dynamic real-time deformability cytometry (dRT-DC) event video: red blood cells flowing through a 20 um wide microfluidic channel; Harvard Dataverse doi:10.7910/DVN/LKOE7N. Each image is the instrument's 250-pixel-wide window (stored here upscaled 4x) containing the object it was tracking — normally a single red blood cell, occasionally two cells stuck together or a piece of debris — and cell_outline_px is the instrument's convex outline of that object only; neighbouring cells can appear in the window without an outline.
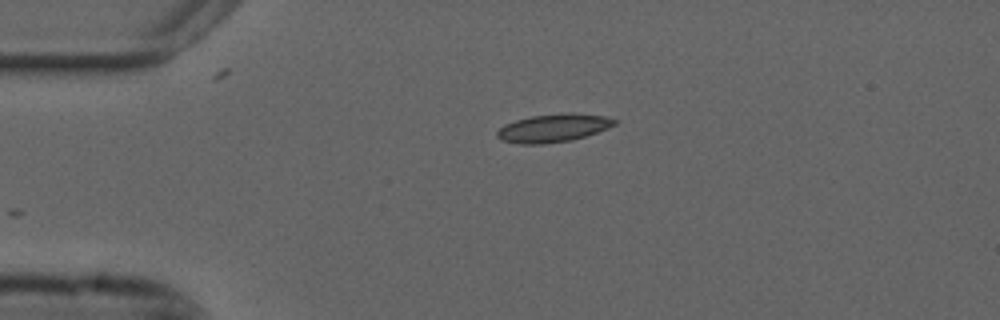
{"species": "common noctule bat (a hibernating species)", "species_latin": "Nyctalus noctula", "temperature_condition": "cold", "stored_images_in_passage": 37, "camera_frame_rate_fps": 3000, "um_per_image_px": 0.085, "animal": {"sex": "male", "forearm_length_mm": 52.5}, "frame": {"image": 1, "passage_image": 1, "time_ms": 0.0, "image_size_px": [1000, 320], "cell_outline_px": [[620, 120], [616, 124], [608, 128], [572, 140], [544, 144], [520, 144], [500, 140], [496, 136], [496, 132], [504, 124], [516, 120], [532, 116], [568, 112], [572, 112], [604, 116]], "centroid_in_image_um": [47.03, 10.88], "position_along_channel_um": 38.0, "area_um2": 19.36}}
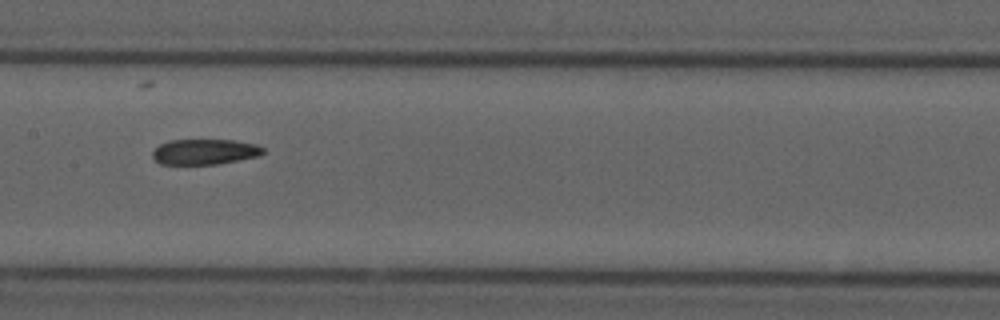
{"frame": {"image": 2, "passage_image": 16, "time_ms": 5.0, "image_size_px": [1000, 320], "cell_outline_px": [[264, 152], [260, 156], [216, 164], [160, 164], [152, 156], [152, 152], [160, 144], [168, 140], [236, 140], [256, 144], [264, 148]], "centroid_in_image_um": [17.41, 12.89], "position_along_channel_um": 190.0, "area_um2": 16.42}}
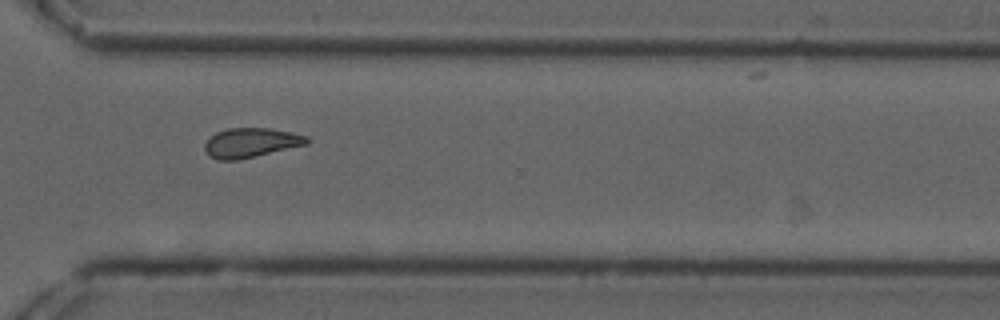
{"frame": {"image": 3, "passage_image": 29, "time_ms": 9.333, "image_size_px": [1000, 320], "cell_outline_px": [[312, 140], [308, 144], [236, 160], [220, 160], [212, 156], [204, 148], [204, 144], [216, 132], [228, 128], [268, 128], [292, 132], [308, 136]], "centroid_in_image_um": [21.38, 12.11], "position_along_channel_um": 349.2, "area_um2": 17.34}}